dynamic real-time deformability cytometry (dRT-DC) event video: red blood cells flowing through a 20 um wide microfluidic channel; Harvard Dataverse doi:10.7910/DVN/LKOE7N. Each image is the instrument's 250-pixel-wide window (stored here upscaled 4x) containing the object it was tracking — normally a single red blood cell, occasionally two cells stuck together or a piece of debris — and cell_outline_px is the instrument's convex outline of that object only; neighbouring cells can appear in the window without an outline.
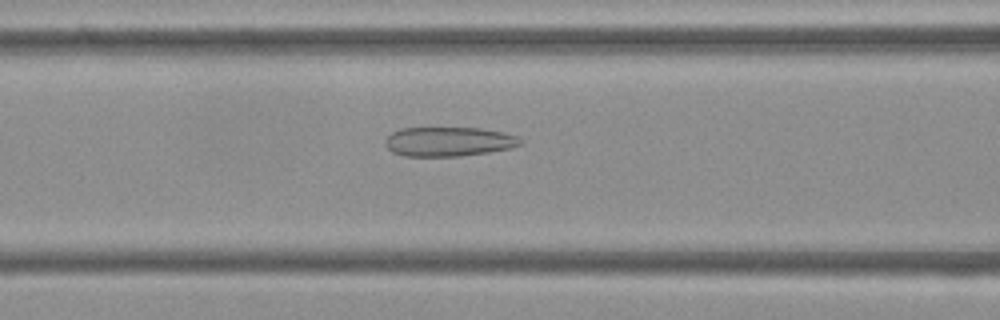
{"species": "Egyptian fruit bat (a non-hibernating species)", "species_latin": "Rousettus aegyptiacus", "temperature_condition": "cold", "stored_images_in_passage": 53, "camera_frame_rate_fps": 3000, "um_per_image_px": 0.085, "frame": {"image": 1, "passage_image": 21, "time_ms": 6.667, "image_size_px": [1000, 320], "cell_outline_px": [[524, 144], [512, 148], [488, 152], [460, 156], [404, 156], [392, 152], [384, 144], [384, 140], [392, 132], [400, 128], [480, 128], [504, 132], [516, 136], [524, 140]], "centroid_in_image_um": [38.16, 12.03], "position_along_channel_um": 128.4, "area_um2": 23.35}}
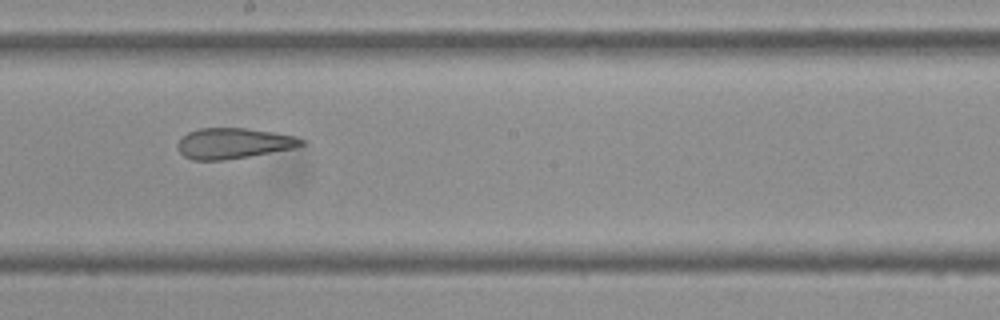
{"frame": {"image": 2, "passage_image": 29, "time_ms": 9.333, "image_size_px": [1000, 320], "cell_outline_px": [[304, 144], [292, 148], [248, 156], [224, 160], [192, 160], [184, 156], [176, 148], [176, 144], [180, 136], [188, 132], [200, 128], [244, 128], [272, 132], [296, 136], [304, 140]], "centroid_in_image_um": [19.77, 12.18], "position_along_channel_um": 228.4, "area_um2": 22.02}}
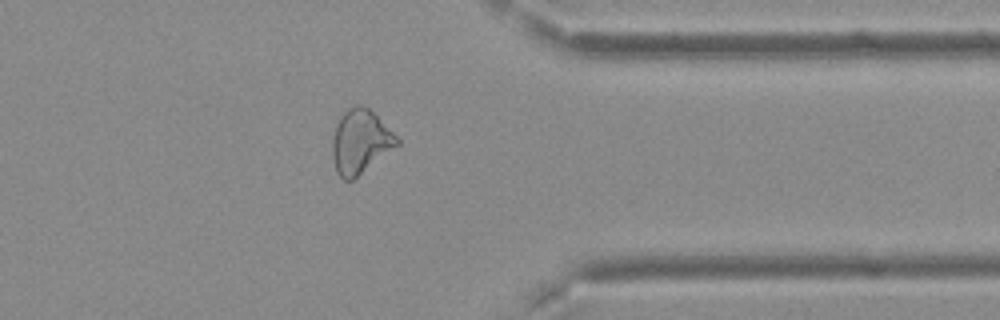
{"frame": {"image": 3, "passage_image": 42, "time_ms": 13.667, "image_size_px": [1000, 320], "cell_outline_px": [[400, 144], [352, 180], [344, 180], [336, 172], [332, 156], [332, 140], [336, 124], [340, 116], [348, 108], [356, 104], [360, 104], [368, 108], [400, 140]], "centroid_in_image_um": [30.6, 12.04], "position_along_channel_um": 380.8, "area_um2": 23.81}, "authors_computed_cell_mechanics": {"area_um2": 25.721, "velocity_mm_per_s": 3.7456, "shape_relaxation_time_tau1_ms": null, "shape_relaxation_time_tau2_ms": 2.8279, "deformation_change_tau1": null, "deformation_change_tau2": 0.1136}}